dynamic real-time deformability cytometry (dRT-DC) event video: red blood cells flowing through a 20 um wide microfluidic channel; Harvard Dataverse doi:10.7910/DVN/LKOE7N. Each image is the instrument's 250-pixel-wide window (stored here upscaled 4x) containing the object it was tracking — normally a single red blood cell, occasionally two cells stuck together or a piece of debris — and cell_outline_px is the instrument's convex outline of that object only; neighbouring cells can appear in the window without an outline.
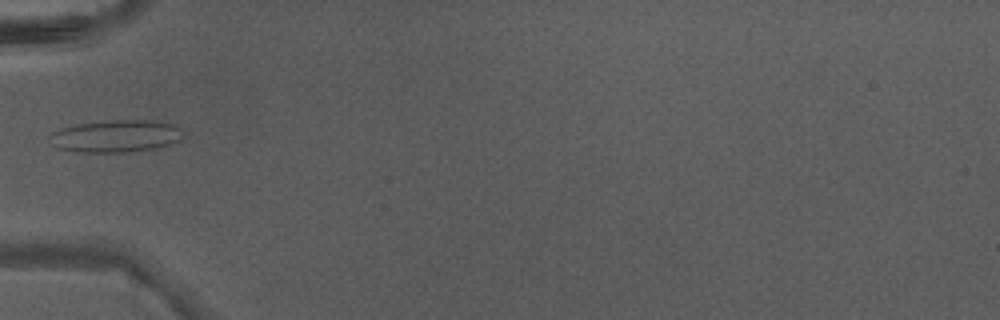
{"species": "Egyptian fruit bat (a non-hibernating species)", "species_latin": "Rousettus aegyptiacus", "temperature_condition": "warm", "stored_images_in_passage": 3, "camera_frame_rate_fps": 3000, "um_per_image_px": 0.085, "animal": {"sex": "male"}, "frame": {"image": 1, "passage_image": 3, "time_ms": 0.667, "image_size_px": [1000, 320], "cell_outline_px": [[184, 136], [180, 140], [168, 144], [152, 148], [124, 152], [76, 152], [60, 148], [52, 144], [48, 136], [52, 132], [76, 124], [112, 120], [156, 120], [172, 124], [180, 128]], "centroid_in_image_um": [9.85, 11.56], "position_along_channel_um": 75.2, "area_um2": 24.91}}